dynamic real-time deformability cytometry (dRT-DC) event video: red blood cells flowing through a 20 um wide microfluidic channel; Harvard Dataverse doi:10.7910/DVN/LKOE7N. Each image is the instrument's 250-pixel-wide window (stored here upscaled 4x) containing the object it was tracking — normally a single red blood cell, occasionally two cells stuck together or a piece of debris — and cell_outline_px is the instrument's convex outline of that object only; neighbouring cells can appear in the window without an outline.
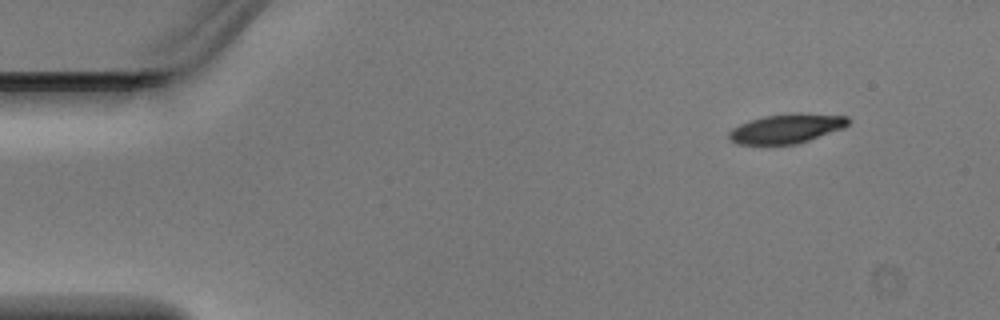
{"species": "Egyptian fruit bat (a non-hibernating species)", "species_latin": "Rousettus aegyptiacus", "temperature_condition": "warm", "stored_images_in_passage": 4, "camera_frame_rate_fps": 3000, "um_per_image_px": 0.085, "animal": {"sex": "male"}, "frame": {"image": 1, "passage_image": 1, "time_ms": 0.0, "image_size_px": [1000, 320], "cell_outline_px": [[852, 120], [844, 128], [796, 144], [736, 144], [728, 136], [728, 132], [732, 128], [740, 124], [764, 116], [792, 112], [800, 112], [848, 116]], "centroid_in_image_um": [66.9, 10.9], "position_along_channel_um": 18.1, "area_um2": 20.52}}
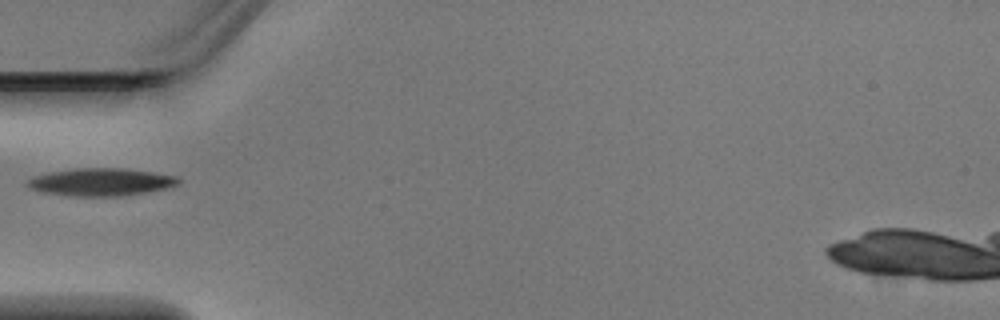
{"frame": {"image": 2, "passage_image": 4, "time_ms": 1.0, "image_size_px": [1000, 320], "cell_outline_px": [[180, 184], [148, 192], [120, 196], [72, 196], [44, 192], [28, 188], [24, 184], [32, 176], [52, 172], [76, 168], [120, 168], [152, 172], [176, 176], [180, 180]], "centroid_in_image_um": [8.55, 15.47], "position_along_channel_um": 76.4, "area_um2": 24.22}}